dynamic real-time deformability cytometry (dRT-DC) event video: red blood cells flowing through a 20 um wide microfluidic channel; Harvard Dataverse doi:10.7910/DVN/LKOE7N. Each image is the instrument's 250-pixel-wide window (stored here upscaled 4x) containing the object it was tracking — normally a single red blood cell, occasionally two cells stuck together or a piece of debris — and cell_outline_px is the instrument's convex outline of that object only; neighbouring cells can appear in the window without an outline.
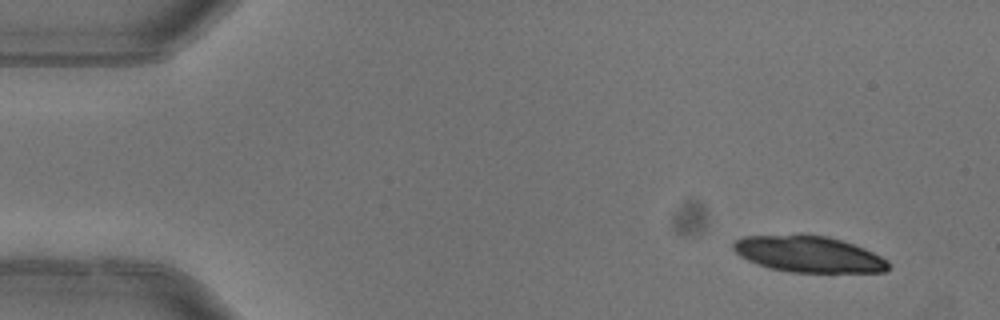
{"species": "common noctule bat (a hibernating species)", "species_latin": "Nyctalus noctula", "temperature_condition": "warm", "stored_images_in_passage": 3, "camera_frame_rate_fps": 3000, "um_per_image_px": 0.085, "animal": {"sex": "female"}, "frame": {"image": 1, "passage_image": 1, "time_ms": 0.0, "image_size_px": [1000, 320], "cell_outline_px": [[888, 268], [884, 272], [788, 272], [768, 268], [748, 260], [740, 256], [732, 248], [732, 244], [736, 240], [744, 236], [828, 236], [864, 248], [888, 260]], "centroid_in_image_um": [68.73, 21.63], "position_along_channel_um": 16.3, "area_um2": 32.14}}